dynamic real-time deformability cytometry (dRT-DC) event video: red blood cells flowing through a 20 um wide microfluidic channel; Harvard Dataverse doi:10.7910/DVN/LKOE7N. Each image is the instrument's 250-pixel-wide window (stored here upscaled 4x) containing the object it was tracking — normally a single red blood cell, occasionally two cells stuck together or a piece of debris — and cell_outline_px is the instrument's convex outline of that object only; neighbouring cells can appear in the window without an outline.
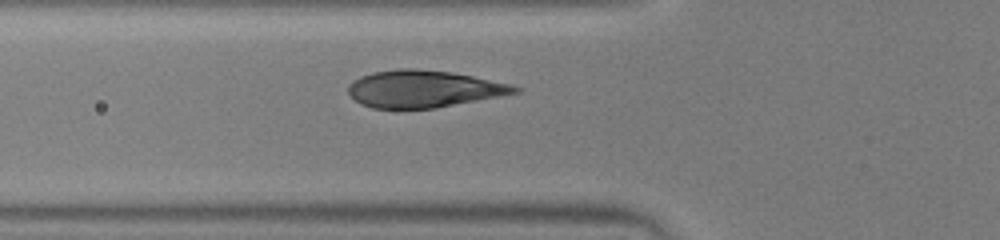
{"species": "human", "species_latin": "Homo sapiens", "temperature_condition": "warm", "stored_images_in_passage": 27, "camera_frame_rate_fps": 3000, "um_per_image_px": 0.085, "donor": {"sex": "male"}, "frame": {"image": 1, "passage_image": 2, "time_ms": 0.333, "image_size_px": [1000, 240], "cell_outline_px": [[524, 88], [520, 92], [436, 108], [372, 108], [360, 104], [348, 92], [348, 84], [360, 76], [372, 72], [396, 68], [412, 68], [452, 72], [512, 84]], "centroid_in_image_um": [36.01, 7.54], "position_along_channel_um": 89.8, "area_um2": 36.07}}
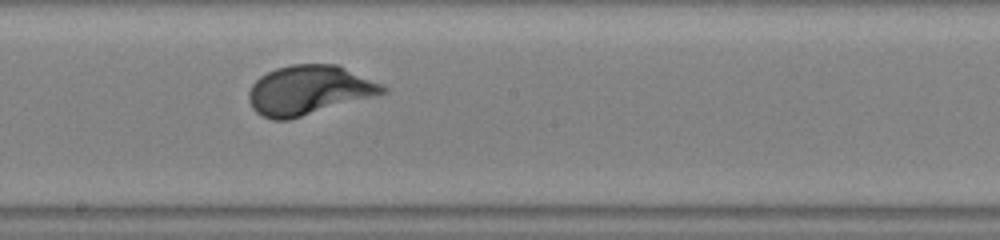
{"frame": {"image": 2, "passage_image": 12, "time_ms": 3.667, "image_size_px": [1000, 240], "cell_outline_px": [[388, 92], [288, 120], [272, 120], [256, 112], [252, 108], [248, 100], [248, 92], [252, 84], [260, 76], [276, 68], [292, 64], [336, 64], [384, 84], [388, 88]], "centroid_in_image_um": [26.25, 7.66], "position_along_channel_um": 221.9, "area_um2": 38.44}}
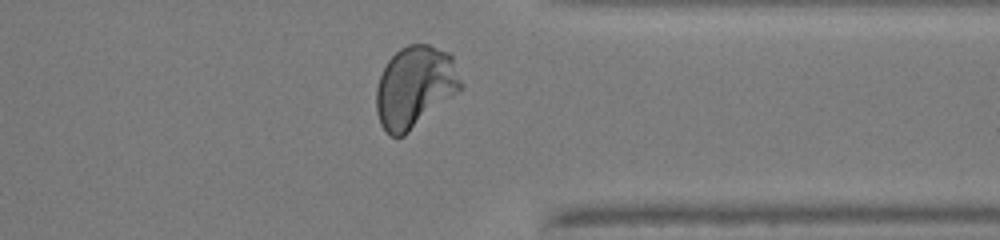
{"frame": {"image": 3, "passage_image": 24, "time_ms": 7.667, "image_size_px": [1000, 240], "cell_outline_px": [[464, 88], [404, 136], [388, 136], [380, 124], [376, 112], [376, 88], [380, 76], [388, 60], [400, 48], [408, 44], [428, 44], [448, 52], [452, 56], [464, 84]], "centroid_in_image_um": [35.28, 7.4], "position_along_channel_um": 376.1, "area_um2": 40.63}}